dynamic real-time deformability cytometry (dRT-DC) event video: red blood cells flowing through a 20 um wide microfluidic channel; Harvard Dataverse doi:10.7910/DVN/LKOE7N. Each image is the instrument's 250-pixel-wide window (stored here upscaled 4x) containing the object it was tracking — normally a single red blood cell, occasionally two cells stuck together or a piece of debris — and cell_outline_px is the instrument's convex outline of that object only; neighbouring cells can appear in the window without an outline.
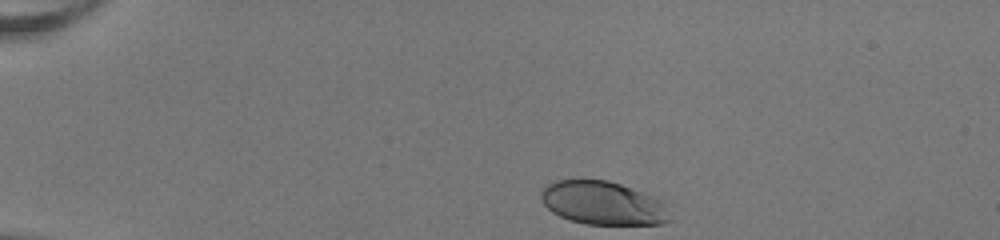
{"species": "human", "species_latin": "Homo sapiens", "temperature_condition": "room temperature", "stored_images_in_passage": 35, "camera_frame_rate_fps": 3000, "um_per_image_px": 0.085, "donor": {"sex": "female"}, "frame": {"image": 1, "passage_image": 1, "time_ms": 0.0, "image_size_px": [1000, 240], "cell_outline_px": [[676, 220], [660, 224], [584, 224], [568, 220], [552, 212], [544, 204], [540, 196], [540, 192], [548, 184], [556, 180], [608, 180], [620, 184], [664, 200]], "centroid_in_image_um": [51.33, 17.28], "position_along_channel_um": 33.7, "area_um2": 33.06}}
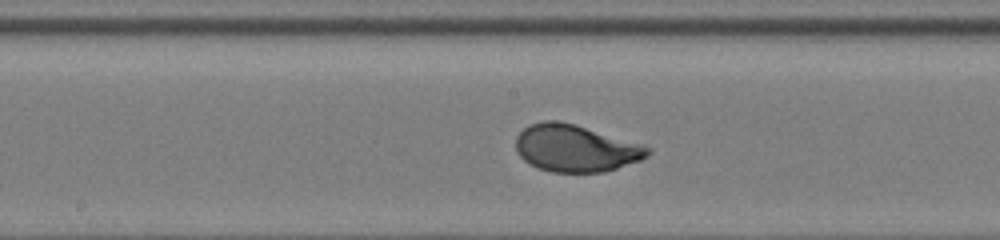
{"frame": {"image": 2, "passage_image": 19, "time_ms": 6.0, "image_size_px": [1000, 240], "cell_outline_px": [[652, 152], [648, 156], [640, 160], [604, 172], [552, 172], [540, 168], [524, 160], [516, 152], [516, 136], [528, 124], [544, 120], [556, 120], [576, 124], [644, 144], [652, 148]], "centroid_in_image_um": [48.95, 12.58], "position_along_channel_um": 199.3, "area_um2": 36.41}}
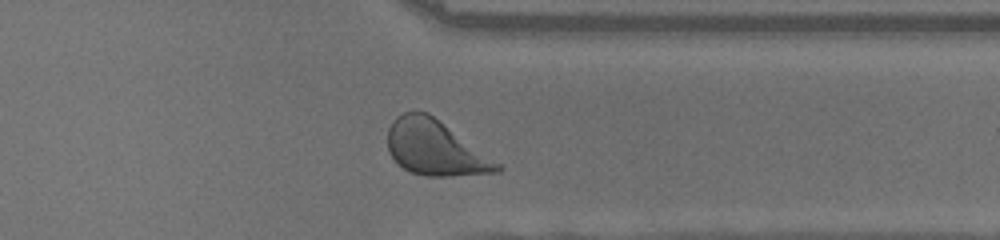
{"frame": {"image": 3, "passage_image": 32, "time_ms": 10.333, "image_size_px": [1000, 240], "cell_outline_px": [[504, 168], [500, 172], [452, 176], [428, 176], [412, 172], [404, 168], [388, 152], [388, 128], [392, 120], [396, 116], [404, 112], [428, 112], [500, 164]], "centroid_in_image_um": [36.98, 12.58], "position_along_channel_um": 374.4, "area_um2": 34.62}, "authors_computed_cell_mechanics": {"area_um2": 35.3158, "velocity_mm_per_s": 4.042, "shape_relaxation_time_tau1_ms": 2.311, "shape_relaxation_time_tau2_ms": null, "deformation_change_tau1": 0.1575, "deformation_change_tau2": null}}